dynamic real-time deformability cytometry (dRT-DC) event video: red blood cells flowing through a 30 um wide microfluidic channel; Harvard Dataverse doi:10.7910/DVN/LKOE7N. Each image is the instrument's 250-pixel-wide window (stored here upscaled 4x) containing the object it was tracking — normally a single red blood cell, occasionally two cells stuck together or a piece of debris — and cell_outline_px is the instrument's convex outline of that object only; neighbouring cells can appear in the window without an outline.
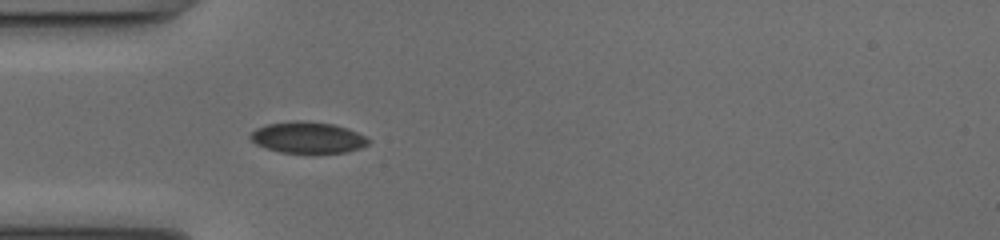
{"species": "common noctule bat (a hibernating species)", "species_latin": "Nyctalus noctula", "temperature_condition": "cold", "stored_images_in_passage": 26, "camera_frame_rate_fps": 3000, "um_per_image_px": 0.085, "animal": {"sex": "female", "body_mass_g": 17.0, "forearm_length_mm": 48.0}, "frame": {"image": 1, "passage_image": 5, "time_ms": 1.333, "image_size_px": [1000, 240], "cell_outline_px": [[368, 144], [360, 148], [344, 152], [280, 152], [256, 144], [248, 136], [256, 128], [268, 124], [292, 120], [304, 120], [332, 124], [348, 128], [364, 136], [368, 140]], "centroid_in_image_um": [26.13, 11.67], "position_along_channel_um": 58.9, "area_um2": 21.21}}
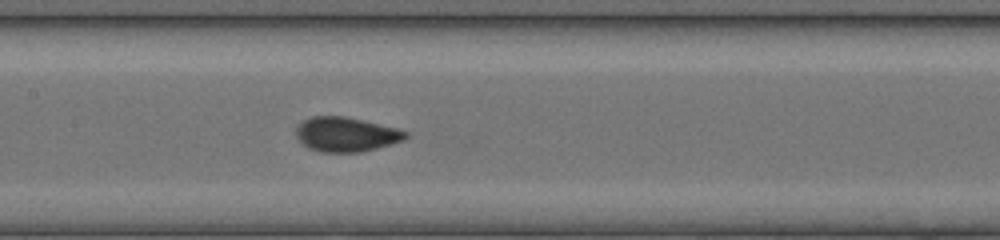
{"frame": {"image": 2, "passage_image": 14, "time_ms": 4.333, "image_size_px": [1000, 240], "cell_outline_px": [[408, 136], [400, 140], [376, 148], [360, 152], [320, 152], [308, 148], [296, 136], [296, 128], [304, 120], [312, 116], [344, 116], [396, 128], [408, 132]], "centroid_in_image_um": [29.37, 11.42], "position_along_channel_um": 178.0, "area_um2": 21.62}}
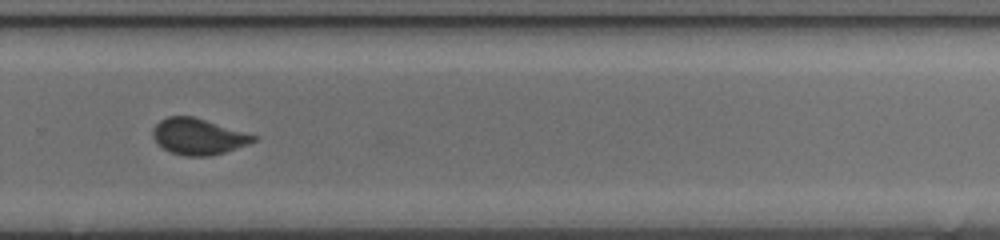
{"frame": {"image": 3, "passage_image": 24, "time_ms": 7.667, "image_size_px": [1000, 240], "cell_outline_px": [[256, 140], [248, 144], [212, 156], [184, 156], [168, 152], [152, 136], [152, 128], [160, 120], [168, 116], [192, 116], [256, 136]], "centroid_in_image_um": [16.8, 11.61], "position_along_channel_um": 313.0, "area_um2": 20.87}}